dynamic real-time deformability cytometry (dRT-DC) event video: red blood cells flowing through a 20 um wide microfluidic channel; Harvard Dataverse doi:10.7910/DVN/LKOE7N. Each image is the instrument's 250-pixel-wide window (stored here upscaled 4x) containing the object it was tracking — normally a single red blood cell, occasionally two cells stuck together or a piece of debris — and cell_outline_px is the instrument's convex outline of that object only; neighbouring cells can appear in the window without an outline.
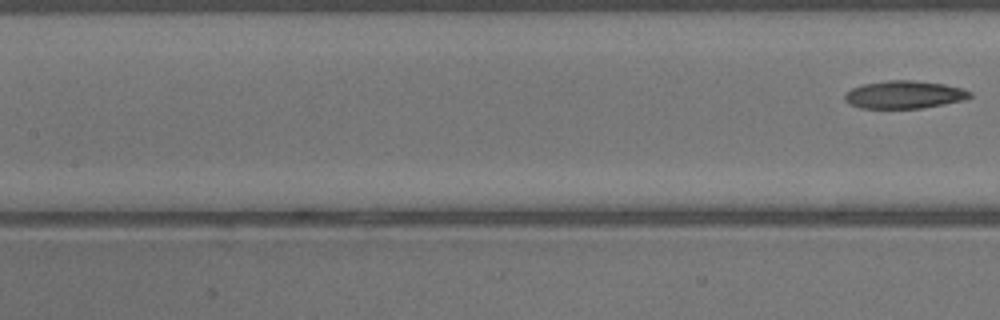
{"species": "common noctule bat (a hibernating species)", "species_latin": "Nyctalus noctula", "temperature_condition": "warm", "stored_images_in_passage": 12, "camera_frame_rate_fps": 3000, "um_per_image_px": 0.085, "animal": {"sex": "male", "body_mass_g": 13.3}, "frame": {"image": 1, "passage_image": 12, "time_ms": 3.667, "image_size_px": [1000, 320], "cell_outline_px": [[972, 96], [964, 100], [920, 108], [860, 108], [844, 100], [844, 96], [852, 88], [864, 84], [888, 80], [916, 80], [944, 84], [964, 88], [972, 92]], "centroid_in_image_um": [76.9, 8.03], "position_along_channel_um": 130.5, "area_um2": 20.17}}